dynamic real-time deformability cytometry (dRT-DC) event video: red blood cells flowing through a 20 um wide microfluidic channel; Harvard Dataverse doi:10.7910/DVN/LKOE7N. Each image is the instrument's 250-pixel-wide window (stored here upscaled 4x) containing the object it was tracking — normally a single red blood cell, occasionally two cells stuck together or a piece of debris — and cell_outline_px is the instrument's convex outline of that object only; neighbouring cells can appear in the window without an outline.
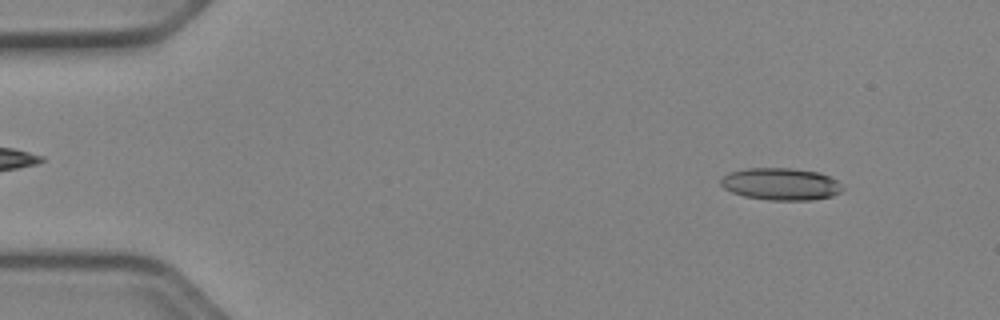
{"species": "Egyptian fruit bat (a non-hibernating species)", "species_latin": "Rousettus aegyptiacus", "temperature_condition": "cold", "stored_images_in_passage": 51, "camera_frame_rate_fps": 3000, "um_per_image_px": 0.085, "animal": {"sex": "female"}, "frame": {"image": 1, "passage_image": 5, "time_ms": 1.333, "image_size_px": [1000, 320], "cell_outline_px": [[844, 188], [840, 192], [832, 196], [812, 200], [768, 200], [744, 196], [732, 192], [724, 188], [720, 184], [720, 180], [728, 172], [744, 168], [792, 168], [820, 172], [836, 180]], "centroid_in_image_um": [66.36, 15.64], "position_along_channel_um": 18.6, "area_um2": 22.95}}
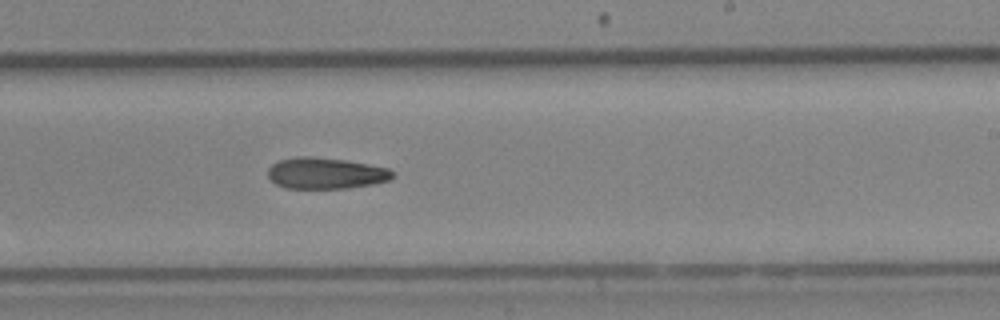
{"frame": {"image": 2, "passage_image": 31, "time_ms": 10.0, "image_size_px": [1000, 320], "cell_outline_px": [[392, 176], [388, 180], [372, 184], [348, 188], [288, 188], [276, 184], [268, 176], [268, 168], [272, 164], [280, 160], [296, 156], [312, 156], [344, 160], [368, 164], [388, 168], [392, 172]], "centroid_in_image_um": [27.65, 14.72], "position_along_channel_um": 261.4, "area_um2": 22.48}}
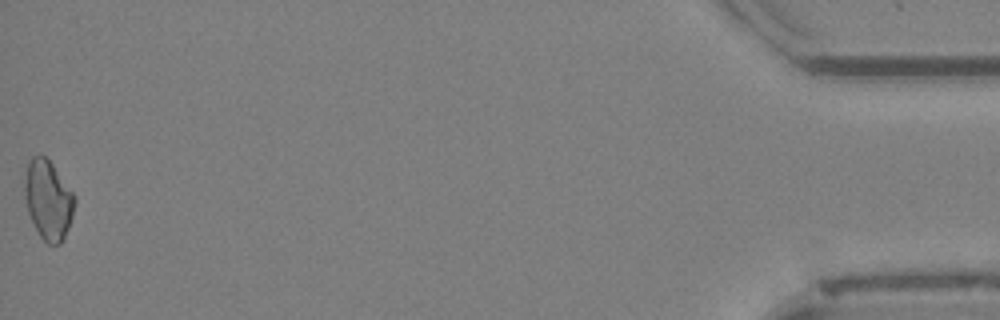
{"frame": {"image": 3, "passage_image": 51, "time_ms": 16.667, "image_size_px": [1000, 320], "cell_outline_px": [[76, 200], [72, 216], [64, 240], [60, 244], [48, 244], [40, 236], [28, 212], [24, 196], [24, 180], [28, 160], [32, 156], [44, 156], [52, 164], [76, 196]], "centroid_in_image_um": [4.09, 16.99], "position_along_channel_um": 431.1, "area_um2": 23.06}}